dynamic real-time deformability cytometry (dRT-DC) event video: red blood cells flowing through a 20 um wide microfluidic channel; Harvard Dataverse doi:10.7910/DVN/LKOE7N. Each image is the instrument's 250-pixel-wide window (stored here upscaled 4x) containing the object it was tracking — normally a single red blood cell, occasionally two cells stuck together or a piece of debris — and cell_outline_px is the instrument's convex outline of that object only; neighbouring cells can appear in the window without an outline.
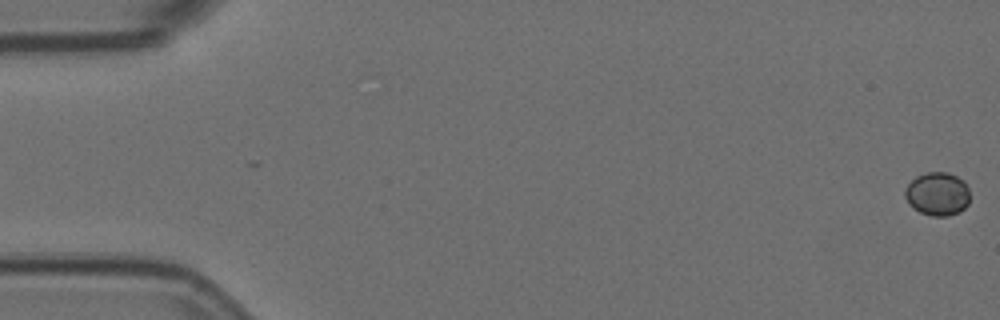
{"species": "Egyptian fruit bat (a non-hibernating species)", "species_latin": "Rousettus aegyptiacus", "temperature_condition": "room temperature", "stored_images_in_passage": 17, "camera_frame_rate_fps": 3000, "um_per_image_px": 0.085, "animal": {"sex": "female"}, "frame": {"image": 1, "passage_image": 1, "time_ms": 0.0, "image_size_px": [1000, 320], "cell_outline_px": [[968, 204], [960, 212], [948, 216], [932, 216], [920, 212], [912, 208], [908, 204], [904, 196], [904, 188], [916, 176], [928, 172], [948, 172], [964, 180], [968, 188]], "centroid_in_image_um": [79.66, 16.49], "position_along_channel_um": 5.3, "area_um2": 16.59}}
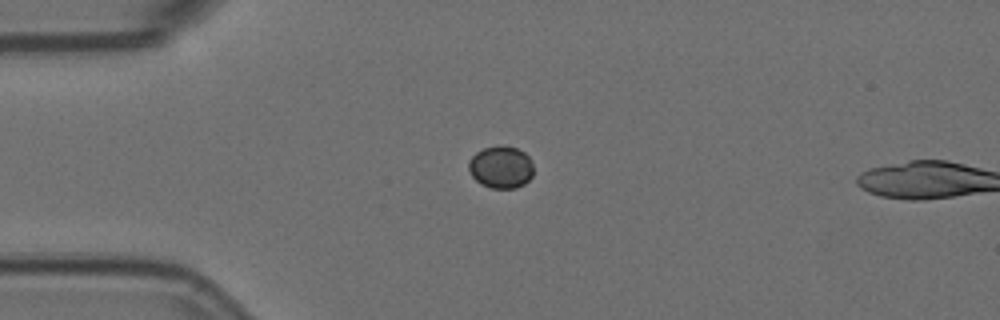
{"frame": {"image": 2, "passage_image": 15, "time_ms": 4.667, "image_size_px": [1000, 320], "cell_outline_px": [[532, 176], [524, 184], [516, 188], [492, 188], [480, 184], [472, 176], [468, 168], [468, 160], [476, 152], [484, 148], [500, 144], [504, 144], [516, 148], [524, 152], [528, 156], [532, 164]], "centroid_in_image_um": [42.56, 14.19], "position_along_channel_um": 42.4, "area_um2": 16.13}}